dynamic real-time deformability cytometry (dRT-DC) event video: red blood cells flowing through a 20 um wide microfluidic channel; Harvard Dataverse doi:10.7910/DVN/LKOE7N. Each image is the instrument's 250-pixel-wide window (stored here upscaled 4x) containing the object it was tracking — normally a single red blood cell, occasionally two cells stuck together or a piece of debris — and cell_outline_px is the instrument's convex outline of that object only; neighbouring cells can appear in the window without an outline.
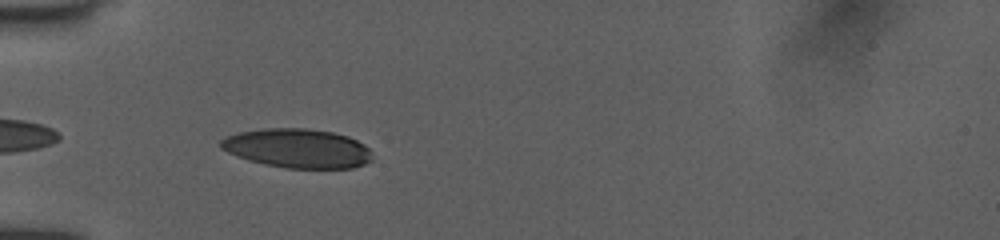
{"species": "human", "species_latin": "Homo sapiens", "temperature_condition": "room temperature", "stored_images_in_passage": 32, "camera_frame_rate_fps": 3000, "um_per_image_px": 0.085, "donor": {"sex": "female"}, "frame": {"image": 1, "passage_image": 2, "time_ms": 0.333, "image_size_px": [1000, 240], "cell_outline_px": [[372, 160], [364, 164], [352, 168], [288, 168], [264, 164], [248, 160], [228, 152], [220, 148], [220, 140], [228, 136], [240, 132], [264, 128], [304, 128], [332, 132], [348, 136], [364, 144], [372, 152]], "centroid_in_image_um": [25.31, 12.61], "position_along_channel_um": 59.7, "area_um2": 34.51}}
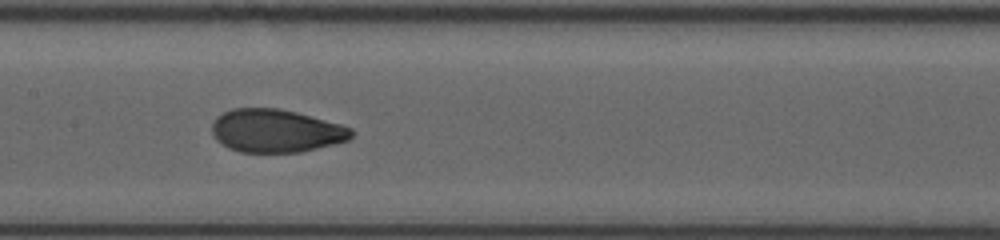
{"frame": {"image": 2, "passage_image": 12, "time_ms": 3.667, "image_size_px": [1000, 240], "cell_outline_px": [[352, 136], [348, 140], [300, 152], [240, 152], [228, 148], [216, 140], [212, 132], [212, 124], [216, 116], [232, 108], [280, 108], [296, 112], [340, 124], [352, 128]], "centroid_in_image_um": [23.41, 11.11], "position_along_channel_um": 184.0, "area_um2": 34.91}}
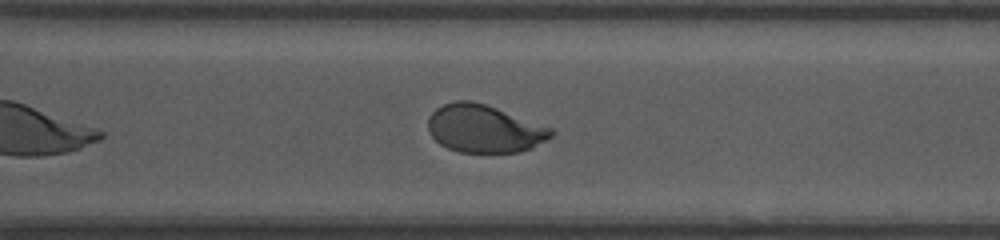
{"frame": {"image": 3, "passage_image": 23, "time_ms": 7.333, "image_size_px": [1000, 240], "cell_outline_px": [[556, 132], [552, 136], [532, 148], [520, 152], [460, 152], [448, 148], [440, 144], [428, 132], [428, 116], [436, 108], [444, 104], [456, 100], [472, 100], [496, 108], [552, 128]], "centroid_in_image_um": [41.14, 10.94], "position_along_channel_um": 329.5, "area_um2": 34.16}, "authors_computed_cell_mechanics": {"area_um2": 35.4025, "velocity_mm_per_s": 3.9917, "shape_relaxation_time_tau1_ms": 4.5159, "shape_relaxation_time_tau2_ms": null, "deformation_change_tau1": 0.1875, "deformation_change_tau2": null}}